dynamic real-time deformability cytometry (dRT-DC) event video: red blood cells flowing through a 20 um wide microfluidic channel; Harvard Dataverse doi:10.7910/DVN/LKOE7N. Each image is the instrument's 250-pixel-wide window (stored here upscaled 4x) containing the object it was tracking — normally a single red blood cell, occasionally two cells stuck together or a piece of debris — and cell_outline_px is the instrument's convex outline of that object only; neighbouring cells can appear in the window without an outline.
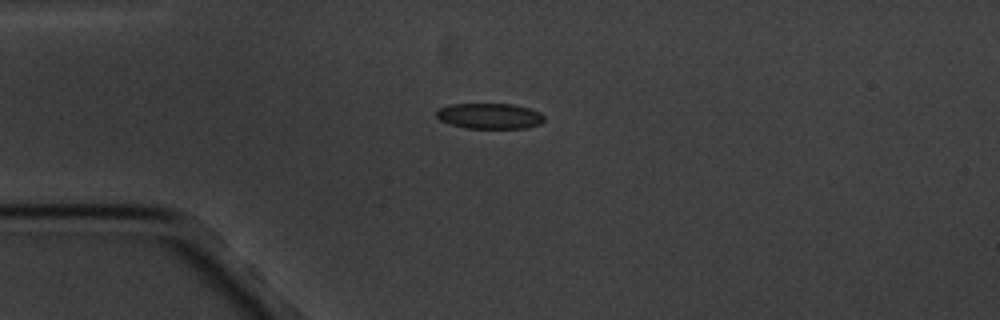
{"species": "common noctule bat (a hibernating species)", "species_latin": "Nyctalus noctula", "temperature_condition": "cold", "stored_images_in_passage": 6, "camera_frame_rate_fps": 3000, "um_per_image_px": 0.085, "animal": {"sex": "male", "body_mass_g": 20.1, "forearm_length_mm": 53.5}, "frame": {"image": 1, "passage_image": 3, "time_ms": 3.0, "image_size_px": [1000, 320], "cell_outline_px": [[544, 120], [540, 124], [524, 128], [464, 128], [440, 120], [436, 116], [436, 112], [440, 108], [452, 104], [512, 104], [528, 108], [540, 112], [544, 116]], "centroid_in_image_um": [41.63, 9.86], "position_along_channel_um": 43.4, "area_um2": 15.95}}
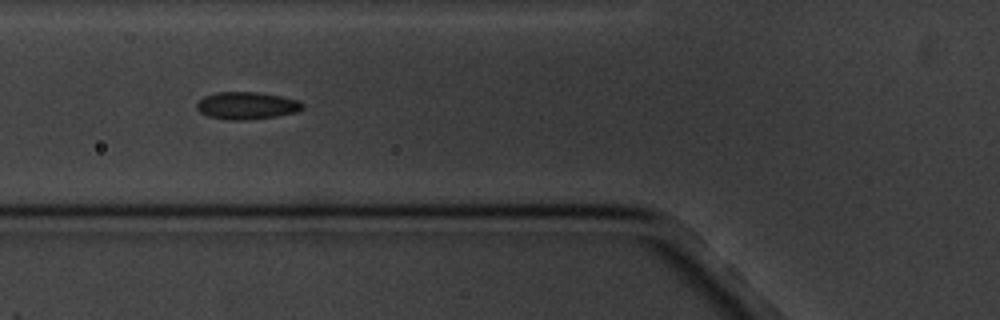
{"frame": {"image": 2, "passage_image": 5, "time_ms": 5.333, "image_size_px": [1000, 320], "cell_outline_px": [[304, 108], [296, 112], [276, 116], [244, 120], [228, 120], [208, 116], [200, 112], [196, 108], [196, 104], [204, 96], [216, 92], [260, 92], [300, 100], [304, 104]], "centroid_in_image_um": [20.98, 8.97], "position_along_channel_um": 104.8, "area_um2": 16.94}}
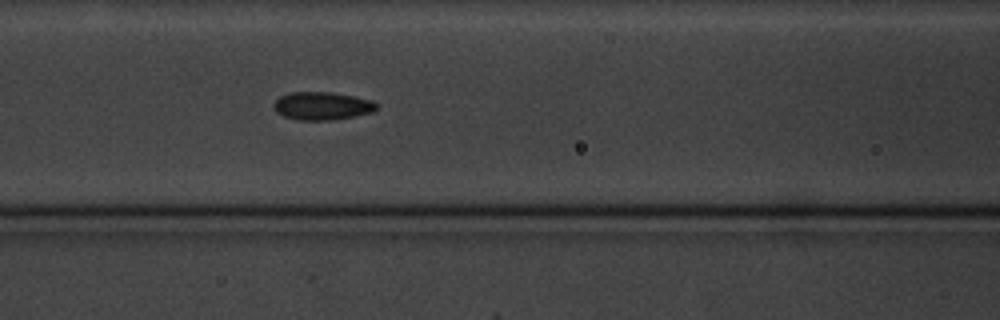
{"frame": {"image": 3, "passage_image": 6, "time_ms": 6.333, "image_size_px": [1000, 320], "cell_outline_px": [[376, 108], [372, 112], [332, 120], [296, 120], [284, 116], [276, 112], [272, 104], [280, 96], [292, 92], [328, 92], [352, 96], [372, 100], [376, 104]], "centroid_in_image_um": [27.33, 9.0], "position_along_channel_um": 139.3, "area_um2": 16.59}}